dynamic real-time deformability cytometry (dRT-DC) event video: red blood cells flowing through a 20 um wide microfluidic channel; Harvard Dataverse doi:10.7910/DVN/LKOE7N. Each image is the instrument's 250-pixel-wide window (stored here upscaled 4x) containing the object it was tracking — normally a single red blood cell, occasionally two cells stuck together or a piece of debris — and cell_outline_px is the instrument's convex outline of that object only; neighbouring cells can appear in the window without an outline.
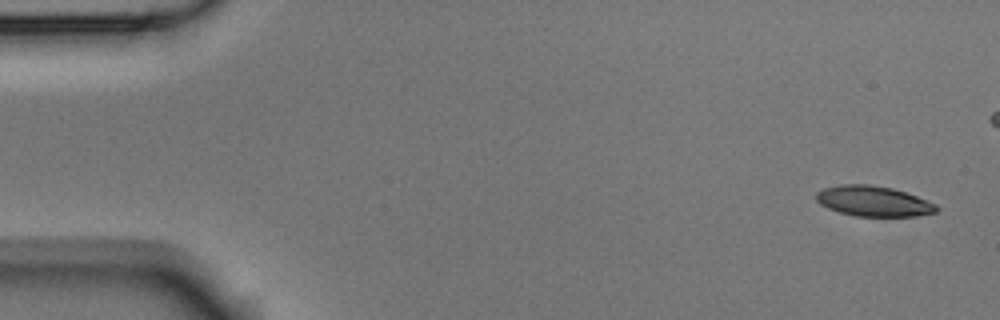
{"species": "Egyptian fruit bat (a non-hibernating species)", "species_latin": "Rousettus aegyptiacus", "temperature_condition": "room temperature", "stored_images_in_passage": 6, "camera_frame_rate_fps": 3000, "um_per_image_px": 0.085, "animal": {"sex": "male"}, "frame": {"image": 1, "passage_image": 1, "time_ms": 0.0, "image_size_px": [1000, 320], "cell_outline_px": [[940, 208], [936, 212], [916, 216], [856, 216], [840, 212], [828, 208], [820, 204], [816, 200], [816, 192], [824, 188], [840, 184], [868, 184], [892, 188], [916, 196], [936, 204]], "centroid_in_image_um": [74.23, 17.1], "position_along_channel_um": 10.8, "area_um2": 21.21}}
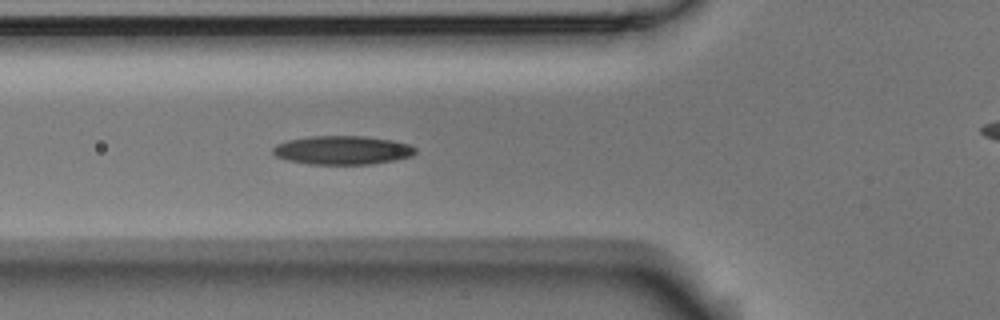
{"frame": {"image": 2, "passage_image": 6, "time_ms": 1.667, "image_size_px": [1000, 320], "cell_outline_px": [[416, 152], [412, 156], [396, 160], [372, 164], [308, 164], [288, 160], [276, 156], [272, 152], [272, 148], [276, 144], [288, 140], [308, 136], [364, 136], [392, 140], [408, 144], [416, 148]], "centroid_in_image_um": [29.1, 12.76], "position_along_channel_um": 96.7, "area_um2": 23.93}}